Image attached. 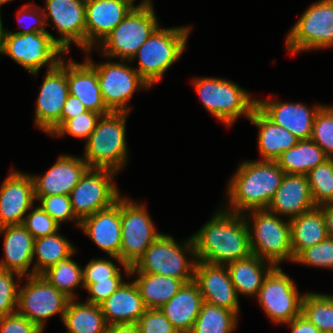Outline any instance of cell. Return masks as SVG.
I'll return each instance as SVG.
<instances>
[{"label": "cell", "mask_w": 333, "mask_h": 333, "mask_svg": "<svg viewBox=\"0 0 333 333\" xmlns=\"http://www.w3.org/2000/svg\"><path fill=\"white\" fill-rule=\"evenodd\" d=\"M0 333H43V329L15 312L0 317Z\"/></svg>", "instance_id": "48"}, {"label": "cell", "mask_w": 333, "mask_h": 333, "mask_svg": "<svg viewBox=\"0 0 333 333\" xmlns=\"http://www.w3.org/2000/svg\"><path fill=\"white\" fill-rule=\"evenodd\" d=\"M100 307L108 325L137 323L147 310L134 281L124 282Z\"/></svg>", "instance_id": "27"}, {"label": "cell", "mask_w": 333, "mask_h": 333, "mask_svg": "<svg viewBox=\"0 0 333 333\" xmlns=\"http://www.w3.org/2000/svg\"><path fill=\"white\" fill-rule=\"evenodd\" d=\"M30 6H31V4H26L21 8V10H19V12H18L19 14L17 15L18 22H21L20 20H22L23 18H25L27 16L28 22L29 23L36 22V25H33V23L29 24L28 26L26 25L27 26V28L25 27L26 29L23 28L22 31H18L15 33L16 34H25V33H32V32H48L45 29V26L50 23H46L47 20H45L44 12H42V10H41V14H39L40 13L39 7L37 9H32V8H29ZM20 25H22V24H20Z\"/></svg>", "instance_id": "50"}, {"label": "cell", "mask_w": 333, "mask_h": 333, "mask_svg": "<svg viewBox=\"0 0 333 333\" xmlns=\"http://www.w3.org/2000/svg\"><path fill=\"white\" fill-rule=\"evenodd\" d=\"M223 209L191 236L197 261L227 265L252 254L244 215Z\"/></svg>", "instance_id": "1"}, {"label": "cell", "mask_w": 333, "mask_h": 333, "mask_svg": "<svg viewBox=\"0 0 333 333\" xmlns=\"http://www.w3.org/2000/svg\"><path fill=\"white\" fill-rule=\"evenodd\" d=\"M45 19L51 18L61 35L57 44L68 53L71 42L86 51V0H46Z\"/></svg>", "instance_id": "17"}, {"label": "cell", "mask_w": 333, "mask_h": 333, "mask_svg": "<svg viewBox=\"0 0 333 333\" xmlns=\"http://www.w3.org/2000/svg\"><path fill=\"white\" fill-rule=\"evenodd\" d=\"M8 1H11V0H0V7L3 3H7Z\"/></svg>", "instance_id": "57"}, {"label": "cell", "mask_w": 333, "mask_h": 333, "mask_svg": "<svg viewBox=\"0 0 333 333\" xmlns=\"http://www.w3.org/2000/svg\"><path fill=\"white\" fill-rule=\"evenodd\" d=\"M18 290L17 312L43 330L46 319L60 314L63 321L69 298L58 291L42 275L28 276Z\"/></svg>", "instance_id": "15"}, {"label": "cell", "mask_w": 333, "mask_h": 333, "mask_svg": "<svg viewBox=\"0 0 333 333\" xmlns=\"http://www.w3.org/2000/svg\"><path fill=\"white\" fill-rule=\"evenodd\" d=\"M116 171L88 168L69 194L75 216L83 218L112 206L121 197L113 183Z\"/></svg>", "instance_id": "11"}, {"label": "cell", "mask_w": 333, "mask_h": 333, "mask_svg": "<svg viewBox=\"0 0 333 333\" xmlns=\"http://www.w3.org/2000/svg\"><path fill=\"white\" fill-rule=\"evenodd\" d=\"M40 201V207L59 225L64 221H75L80 226V220L72 210L69 195L35 196Z\"/></svg>", "instance_id": "41"}, {"label": "cell", "mask_w": 333, "mask_h": 333, "mask_svg": "<svg viewBox=\"0 0 333 333\" xmlns=\"http://www.w3.org/2000/svg\"><path fill=\"white\" fill-rule=\"evenodd\" d=\"M237 296L242 293L257 296L263 281L274 267L271 262L251 254L247 258L236 260L226 265Z\"/></svg>", "instance_id": "31"}, {"label": "cell", "mask_w": 333, "mask_h": 333, "mask_svg": "<svg viewBox=\"0 0 333 333\" xmlns=\"http://www.w3.org/2000/svg\"><path fill=\"white\" fill-rule=\"evenodd\" d=\"M324 215L329 237L333 238V202L318 206Z\"/></svg>", "instance_id": "54"}, {"label": "cell", "mask_w": 333, "mask_h": 333, "mask_svg": "<svg viewBox=\"0 0 333 333\" xmlns=\"http://www.w3.org/2000/svg\"><path fill=\"white\" fill-rule=\"evenodd\" d=\"M74 251H76L74 246L58 232L34 239L33 260L37 257V262L31 271L32 275H41L59 260L69 257Z\"/></svg>", "instance_id": "35"}, {"label": "cell", "mask_w": 333, "mask_h": 333, "mask_svg": "<svg viewBox=\"0 0 333 333\" xmlns=\"http://www.w3.org/2000/svg\"><path fill=\"white\" fill-rule=\"evenodd\" d=\"M4 234V255L0 269L13 271L24 277L32 276L28 271L33 262L34 237L22 225H8L0 228ZM30 272V273H29Z\"/></svg>", "instance_id": "25"}, {"label": "cell", "mask_w": 333, "mask_h": 333, "mask_svg": "<svg viewBox=\"0 0 333 333\" xmlns=\"http://www.w3.org/2000/svg\"><path fill=\"white\" fill-rule=\"evenodd\" d=\"M323 105L258 100L257 108L273 123L289 130L299 140L311 139L314 119Z\"/></svg>", "instance_id": "23"}, {"label": "cell", "mask_w": 333, "mask_h": 333, "mask_svg": "<svg viewBox=\"0 0 333 333\" xmlns=\"http://www.w3.org/2000/svg\"><path fill=\"white\" fill-rule=\"evenodd\" d=\"M87 111L88 110L84 104L77 97L69 94L61 112V126L68 119H71Z\"/></svg>", "instance_id": "51"}, {"label": "cell", "mask_w": 333, "mask_h": 333, "mask_svg": "<svg viewBox=\"0 0 333 333\" xmlns=\"http://www.w3.org/2000/svg\"><path fill=\"white\" fill-rule=\"evenodd\" d=\"M289 52L333 47V0L311 4L286 37Z\"/></svg>", "instance_id": "10"}, {"label": "cell", "mask_w": 333, "mask_h": 333, "mask_svg": "<svg viewBox=\"0 0 333 333\" xmlns=\"http://www.w3.org/2000/svg\"><path fill=\"white\" fill-rule=\"evenodd\" d=\"M63 53L66 54L57 44V38L49 32L16 34L5 30L1 54L9 56L32 75L44 65H48V70L53 69Z\"/></svg>", "instance_id": "9"}, {"label": "cell", "mask_w": 333, "mask_h": 333, "mask_svg": "<svg viewBox=\"0 0 333 333\" xmlns=\"http://www.w3.org/2000/svg\"><path fill=\"white\" fill-rule=\"evenodd\" d=\"M126 112L102 115L85 144L83 159L89 168L119 172L127 163Z\"/></svg>", "instance_id": "3"}, {"label": "cell", "mask_w": 333, "mask_h": 333, "mask_svg": "<svg viewBox=\"0 0 333 333\" xmlns=\"http://www.w3.org/2000/svg\"><path fill=\"white\" fill-rule=\"evenodd\" d=\"M22 225L34 239L52 235L59 232L60 225L50 217L41 207L31 210L25 217Z\"/></svg>", "instance_id": "45"}, {"label": "cell", "mask_w": 333, "mask_h": 333, "mask_svg": "<svg viewBox=\"0 0 333 333\" xmlns=\"http://www.w3.org/2000/svg\"><path fill=\"white\" fill-rule=\"evenodd\" d=\"M329 157L312 139L298 140L294 147L284 151L276 162L287 174L306 175Z\"/></svg>", "instance_id": "32"}, {"label": "cell", "mask_w": 333, "mask_h": 333, "mask_svg": "<svg viewBox=\"0 0 333 333\" xmlns=\"http://www.w3.org/2000/svg\"><path fill=\"white\" fill-rule=\"evenodd\" d=\"M237 318L234 311L203 302L190 333H231Z\"/></svg>", "instance_id": "37"}, {"label": "cell", "mask_w": 333, "mask_h": 333, "mask_svg": "<svg viewBox=\"0 0 333 333\" xmlns=\"http://www.w3.org/2000/svg\"><path fill=\"white\" fill-rule=\"evenodd\" d=\"M249 121L259 128L257 140L262 157L260 160L276 161L284 151L294 147L299 140L289 130L273 123L257 107L253 110Z\"/></svg>", "instance_id": "29"}, {"label": "cell", "mask_w": 333, "mask_h": 333, "mask_svg": "<svg viewBox=\"0 0 333 333\" xmlns=\"http://www.w3.org/2000/svg\"><path fill=\"white\" fill-rule=\"evenodd\" d=\"M306 175L285 173L267 209L289 220L315 208Z\"/></svg>", "instance_id": "24"}, {"label": "cell", "mask_w": 333, "mask_h": 333, "mask_svg": "<svg viewBox=\"0 0 333 333\" xmlns=\"http://www.w3.org/2000/svg\"><path fill=\"white\" fill-rule=\"evenodd\" d=\"M194 281L204 302L239 314V298L226 265L197 261Z\"/></svg>", "instance_id": "20"}, {"label": "cell", "mask_w": 333, "mask_h": 333, "mask_svg": "<svg viewBox=\"0 0 333 333\" xmlns=\"http://www.w3.org/2000/svg\"><path fill=\"white\" fill-rule=\"evenodd\" d=\"M307 177L316 206L333 202V165L330 159L309 171Z\"/></svg>", "instance_id": "39"}, {"label": "cell", "mask_w": 333, "mask_h": 333, "mask_svg": "<svg viewBox=\"0 0 333 333\" xmlns=\"http://www.w3.org/2000/svg\"><path fill=\"white\" fill-rule=\"evenodd\" d=\"M69 95L67 64L61 59L49 69L36 101L35 124L53 135L61 127V112Z\"/></svg>", "instance_id": "16"}, {"label": "cell", "mask_w": 333, "mask_h": 333, "mask_svg": "<svg viewBox=\"0 0 333 333\" xmlns=\"http://www.w3.org/2000/svg\"><path fill=\"white\" fill-rule=\"evenodd\" d=\"M294 262L317 268L333 269V238L328 237L319 244L306 248L295 258Z\"/></svg>", "instance_id": "42"}, {"label": "cell", "mask_w": 333, "mask_h": 333, "mask_svg": "<svg viewBox=\"0 0 333 333\" xmlns=\"http://www.w3.org/2000/svg\"><path fill=\"white\" fill-rule=\"evenodd\" d=\"M193 83L205 109L228 127L241 115L249 120L257 107V99L226 79L200 77Z\"/></svg>", "instance_id": "7"}, {"label": "cell", "mask_w": 333, "mask_h": 333, "mask_svg": "<svg viewBox=\"0 0 333 333\" xmlns=\"http://www.w3.org/2000/svg\"><path fill=\"white\" fill-rule=\"evenodd\" d=\"M81 230L101 250L109 254L123 266L130 275L131 266L125 265L118 257L122 240L121 232V197L112 206L87 216L80 221Z\"/></svg>", "instance_id": "18"}, {"label": "cell", "mask_w": 333, "mask_h": 333, "mask_svg": "<svg viewBox=\"0 0 333 333\" xmlns=\"http://www.w3.org/2000/svg\"><path fill=\"white\" fill-rule=\"evenodd\" d=\"M133 8L124 0H86L85 52L89 53L94 43H101Z\"/></svg>", "instance_id": "21"}, {"label": "cell", "mask_w": 333, "mask_h": 333, "mask_svg": "<svg viewBox=\"0 0 333 333\" xmlns=\"http://www.w3.org/2000/svg\"><path fill=\"white\" fill-rule=\"evenodd\" d=\"M137 274L136 283L147 309H159L166 304L186 283L174 277L151 273Z\"/></svg>", "instance_id": "33"}, {"label": "cell", "mask_w": 333, "mask_h": 333, "mask_svg": "<svg viewBox=\"0 0 333 333\" xmlns=\"http://www.w3.org/2000/svg\"><path fill=\"white\" fill-rule=\"evenodd\" d=\"M66 333H105L108 326L100 305L70 299L64 313Z\"/></svg>", "instance_id": "34"}, {"label": "cell", "mask_w": 333, "mask_h": 333, "mask_svg": "<svg viewBox=\"0 0 333 333\" xmlns=\"http://www.w3.org/2000/svg\"><path fill=\"white\" fill-rule=\"evenodd\" d=\"M75 251L56 264L49 267L41 275L58 291L64 293L69 299H76L77 296L73 290L76 287L84 288L83 268L71 258ZM80 285V286H79Z\"/></svg>", "instance_id": "36"}, {"label": "cell", "mask_w": 333, "mask_h": 333, "mask_svg": "<svg viewBox=\"0 0 333 333\" xmlns=\"http://www.w3.org/2000/svg\"><path fill=\"white\" fill-rule=\"evenodd\" d=\"M244 218L249 227L250 247L253 255L278 266L281 262H293L290 220L284 221L268 209L252 210ZM248 216V217H247ZM249 218V219H248ZM252 218V219H251ZM253 220V221H252ZM250 221L254 227L249 226ZM251 229V230H250Z\"/></svg>", "instance_id": "6"}, {"label": "cell", "mask_w": 333, "mask_h": 333, "mask_svg": "<svg viewBox=\"0 0 333 333\" xmlns=\"http://www.w3.org/2000/svg\"><path fill=\"white\" fill-rule=\"evenodd\" d=\"M286 324L291 326V333H322L303 314Z\"/></svg>", "instance_id": "52"}, {"label": "cell", "mask_w": 333, "mask_h": 333, "mask_svg": "<svg viewBox=\"0 0 333 333\" xmlns=\"http://www.w3.org/2000/svg\"><path fill=\"white\" fill-rule=\"evenodd\" d=\"M90 56L86 61L96 70L103 101L110 112L129 113L127 106L138 88L151 86L140 76L135 68L121 62L94 64Z\"/></svg>", "instance_id": "13"}, {"label": "cell", "mask_w": 333, "mask_h": 333, "mask_svg": "<svg viewBox=\"0 0 333 333\" xmlns=\"http://www.w3.org/2000/svg\"><path fill=\"white\" fill-rule=\"evenodd\" d=\"M67 81L69 94L77 97L88 111L101 115L110 113L107 109L99 87L96 70L86 61L67 63Z\"/></svg>", "instance_id": "26"}, {"label": "cell", "mask_w": 333, "mask_h": 333, "mask_svg": "<svg viewBox=\"0 0 333 333\" xmlns=\"http://www.w3.org/2000/svg\"><path fill=\"white\" fill-rule=\"evenodd\" d=\"M140 333H179L160 309H147L137 322Z\"/></svg>", "instance_id": "47"}, {"label": "cell", "mask_w": 333, "mask_h": 333, "mask_svg": "<svg viewBox=\"0 0 333 333\" xmlns=\"http://www.w3.org/2000/svg\"><path fill=\"white\" fill-rule=\"evenodd\" d=\"M105 333H140L137 323L109 324Z\"/></svg>", "instance_id": "53"}, {"label": "cell", "mask_w": 333, "mask_h": 333, "mask_svg": "<svg viewBox=\"0 0 333 333\" xmlns=\"http://www.w3.org/2000/svg\"><path fill=\"white\" fill-rule=\"evenodd\" d=\"M284 175L276 161L242 162L227 186L230 202L227 211L244 214L267 209Z\"/></svg>", "instance_id": "2"}, {"label": "cell", "mask_w": 333, "mask_h": 333, "mask_svg": "<svg viewBox=\"0 0 333 333\" xmlns=\"http://www.w3.org/2000/svg\"><path fill=\"white\" fill-rule=\"evenodd\" d=\"M14 274L21 281L20 274L0 269V317L17 312L19 284L15 283Z\"/></svg>", "instance_id": "43"}, {"label": "cell", "mask_w": 333, "mask_h": 333, "mask_svg": "<svg viewBox=\"0 0 333 333\" xmlns=\"http://www.w3.org/2000/svg\"><path fill=\"white\" fill-rule=\"evenodd\" d=\"M154 226L143 205L121 196L122 240L118 258L125 265L132 267L161 235Z\"/></svg>", "instance_id": "14"}, {"label": "cell", "mask_w": 333, "mask_h": 333, "mask_svg": "<svg viewBox=\"0 0 333 333\" xmlns=\"http://www.w3.org/2000/svg\"><path fill=\"white\" fill-rule=\"evenodd\" d=\"M190 27L157 28L140 46L133 61L138 57L137 72L152 86L177 61L185 50Z\"/></svg>", "instance_id": "5"}, {"label": "cell", "mask_w": 333, "mask_h": 333, "mask_svg": "<svg viewBox=\"0 0 333 333\" xmlns=\"http://www.w3.org/2000/svg\"><path fill=\"white\" fill-rule=\"evenodd\" d=\"M4 34H5V29H3L2 20H1V12H0V54H1L2 48H3Z\"/></svg>", "instance_id": "56"}, {"label": "cell", "mask_w": 333, "mask_h": 333, "mask_svg": "<svg viewBox=\"0 0 333 333\" xmlns=\"http://www.w3.org/2000/svg\"><path fill=\"white\" fill-rule=\"evenodd\" d=\"M200 288L195 281L182 288L161 308L179 333H190L203 303Z\"/></svg>", "instance_id": "28"}, {"label": "cell", "mask_w": 333, "mask_h": 333, "mask_svg": "<svg viewBox=\"0 0 333 333\" xmlns=\"http://www.w3.org/2000/svg\"><path fill=\"white\" fill-rule=\"evenodd\" d=\"M329 159L331 160V162H332V165H333V156H332V157H330Z\"/></svg>", "instance_id": "58"}, {"label": "cell", "mask_w": 333, "mask_h": 333, "mask_svg": "<svg viewBox=\"0 0 333 333\" xmlns=\"http://www.w3.org/2000/svg\"><path fill=\"white\" fill-rule=\"evenodd\" d=\"M34 183L31 175L21 171H10L0 186V228L19 225L24 215L33 208Z\"/></svg>", "instance_id": "19"}, {"label": "cell", "mask_w": 333, "mask_h": 333, "mask_svg": "<svg viewBox=\"0 0 333 333\" xmlns=\"http://www.w3.org/2000/svg\"><path fill=\"white\" fill-rule=\"evenodd\" d=\"M302 314L322 333H333V295L305 293Z\"/></svg>", "instance_id": "38"}, {"label": "cell", "mask_w": 333, "mask_h": 333, "mask_svg": "<svg viewBox=\"0 0 333 333\" xmlns=\"http://www.w3.org/2000/svg\"><path fill=\"white\" fill-rule=\"evenodd\" d=\"M311 139L330 158L333 156V106H322L317 112Z\"/></svg>", "instance_id": "40"}, {"label": "cell", "mask_w": 333, "mask_h": 333, "mask_svg": "<svg viewBox=\"0 0 333 333\" xmlns=\"http://www.w3.org/2000/svg\"><path fill=\"white\" fill-rule=\"evenodd\" d=\"M191 255L188 261L185 255ZM195 246L192 237L175 242L169 235H161L145 250V253L131 267L130 273H151L174 277L186 283L194 281L196 265Z\"/></svg>", "instance_id": "4"}, {"label": "cell", "mask_w": 333, "mask_h": 333, "mask_svg": "<svg viewBox=\"0 0 333 333\" xmlns=\"http://www.w3.org/2000/svg\"><path fill=\"white\" fill-rule=\"evenodd\" d=\"M153 6L134 7L130 13L99 43L103 56L130 61L140 46L159 27Z\"/></svg>", "instance_id": "8"}, {"label": "cell", "mask_w": 333, "mask_h": 333, "mask_svg": "<svg viewBox=\"0 0 333 333\" xmlns=\"http://www.w3.org/2000/svg\"><path fill=\"white\" fill-rule=\"evenodd\" d=\"M130 3L133 7H150L153 6L151 0H143L142 2L139 3V5H134L135 0H124Z\"/></svg>", "instance_id": "55"}, {"label": "cell", "mask_w": 333, "mask_h": 333, "mask_svg": "<svg viewBox=\"0 0 333 333\" xmlns=\"http://www.w3.org/2000/svg\"><path fill=\"white\" fill-rule=\"evenodd\" d=\"M101 116L100 113L92 111L82 113L68 119L52 136L69 134L75 138H85L87 141Z\"/></svg>", "instance_id": "44"}, {"label": "cell", "mask_w": 333, "mask_h": 333, "mask_svg": "<svg viewBox=\"0 0 333 333\" xmlns=\"http://www.w3.org/2000/svg\"><path fill=\"white\" fill-rule=\"evenodd\" d=\"M293 262L306 248L319 244L329 237L322 210L315 208L290 220Z\"/></svg>", "instance_id": "30"}, {"label": "cell", "mask_w": 333, "mask_h": 333, "mask_svg": "<svg viewBox=\"0 0 333 333\" xmlns=\"http://www.w3.org/2000/svg\"><path fill=\"white\" fill-rule=\"evenodd\" d=\"M122 278H109V280L98 281L92 283L86 290L90 297L85 302L100 305L112 293H114L122 284Z\"/></svg>", "instance_id": "49"}, {"label": "cell", "mask_w": 333, "mask_h": 333, "mask_svg": "<svg viewBox=\"0 0 333 333\" xmlns=\"http://www.w3.org/2000/svg\"><path fill=\"white\" fill-rule=\"evenodd\" d=\"M89 168L83 157L61 155L42 176H31L35 196L69 195Z\"/></svg>", "instance_id": "22"}, {"label": "cell", "mask_w": 333, "mask_h": 333, "mask_svg": "<svg viewBox=\"0 0 333 333\" xmlns=\"http://www.w3.org/2000/svg\"><path fill=\"white\" fill-rule=\"evenodd\" d=\"M304 295L299 293L289 275L274 266L265 277L257 298L274 323L286 324L302 314Z\"/></svg>", "instance_id": "12"}, {"label": "cell", "mask_w": 333, "mask_h": 333, "mask_svg": "<svg viewBox=\"0 0 333 333\" xmlns=\"http://www.w3.org/2000/svg\"><path fill=\"white\" fill-rule=\"evenodd\" d=\"M117 266L108 259H92L83 269L84 288L87 289L92 283L109 280V278H122Z\"/></svg>", "instance_id": "46"}]
</instances>
